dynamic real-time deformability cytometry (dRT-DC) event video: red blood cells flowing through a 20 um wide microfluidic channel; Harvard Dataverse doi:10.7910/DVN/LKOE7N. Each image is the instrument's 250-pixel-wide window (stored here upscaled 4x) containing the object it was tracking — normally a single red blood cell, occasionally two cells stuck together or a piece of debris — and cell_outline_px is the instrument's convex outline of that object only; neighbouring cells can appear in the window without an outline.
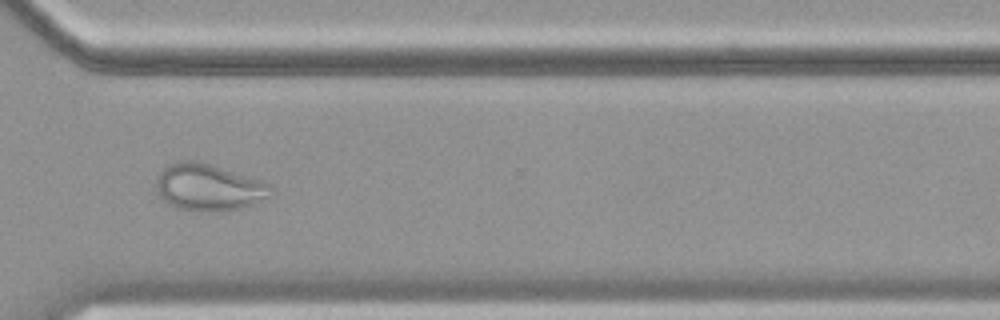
{"species": "common noctule bat (a hibernating species)", "species_latin": "Nyctalus noctula", "temperature_condition": "cold", "stored_images_in_passage": 52, "camera_frame_rate_fps": 3000, "um_per_image_px": 0.085, "animal": {"sex": "female", "body_mass_g": 19.9}, "frame": {"image": 1, "passage_image": 37, "time_ms": 12.0, "image_size_px": [1000, 320], "cell_outline_px": [[268, 196], [252, 204], [240, 208], [196, 212], [176, 208], [168, 204], [156, 192], [156, 176], [168, 164], [184, 160], [200, 160], [260, 180], [268, 184]], "centroid_in_image_um": [17.62, 15.9], "position_along_channel_um": 353.0, "area_um2": 30.98}}